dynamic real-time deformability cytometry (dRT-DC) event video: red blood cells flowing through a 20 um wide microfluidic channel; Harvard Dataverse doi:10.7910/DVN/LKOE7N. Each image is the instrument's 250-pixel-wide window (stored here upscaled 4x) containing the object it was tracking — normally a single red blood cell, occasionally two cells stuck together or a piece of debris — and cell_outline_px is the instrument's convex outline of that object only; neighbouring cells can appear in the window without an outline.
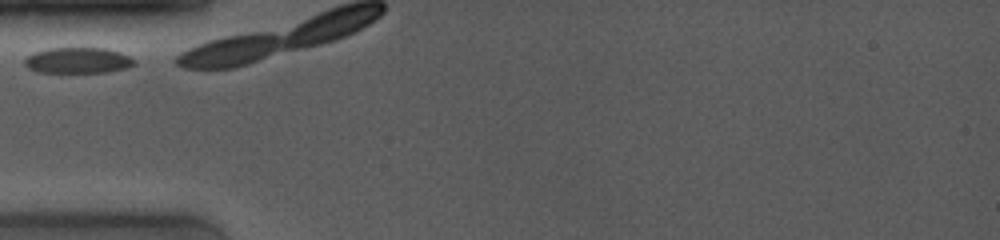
{"species": "common noctule bat (a hibernating species)", "species_latin": "Nyctalus noctula", "temperature_condition": "room temperature", "stored_images_in_passage": 3, "camera_frame_rate_fps": 4000, "um_per_image_px": 0.085, "animal": {"sex": "female", "body_mass_g": 19.0, "forearm_length_mm": 53.3}, "frame": {"image": 1, "passage_image": 1, "time_ms": 0.0, "image_size_px": [1000, 240], "cell_outline_px": [[136, 64], [128, 68], [104, 72], [36, 72], [28, 68], [24, 64], [24, 60], [28, 56], [36, 52], [48, 48], [104, 48], [120, 52], [136, 60]], "centroid_in_image_um": [6.64, 5.14], "position_along_channel_um": 78.4, "area_um2": 16.47}}